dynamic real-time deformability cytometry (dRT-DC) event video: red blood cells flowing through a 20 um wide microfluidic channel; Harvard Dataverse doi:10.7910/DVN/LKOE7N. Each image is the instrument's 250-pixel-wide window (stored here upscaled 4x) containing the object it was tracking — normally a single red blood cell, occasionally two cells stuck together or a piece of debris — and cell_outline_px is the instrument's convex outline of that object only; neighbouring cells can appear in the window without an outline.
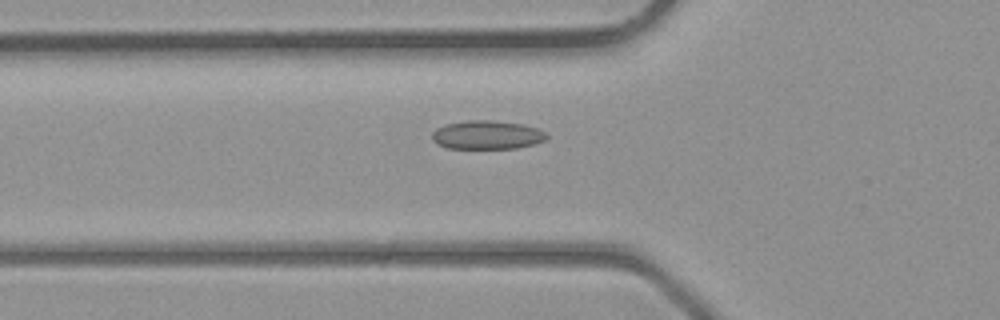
{"species": "common noctule bat (a hibernating species)", "species_latin": "Nyctalus noctula", "temperature_condition": "room temperature", "stored_images_in_passage": 30, "camera_frame_rate_fps": 3000, "um_per_image_px": 0.085, "animal": {"sex": "male", "body_mass_g": 23.1, "forearm_length_mm": 52.7}, "frame": {"image": 1, "passage_image": 4, "time_ms": 1.0, "image_size_px": [1000, 320], "cell_outline_px": [[548, 136], [544, 140], [532, 144], [516, 148], [448, 148], [436, 144], [432, 140], [432, 132], [436, 128], [444, 124], [468, 120], [492, 120], [524, 124], [536, 128], [544, 132]], "centroid_in_image_um": [41.35, 11.46], "position_along_channel_um": 84.5, "area_um2": 19.13}}
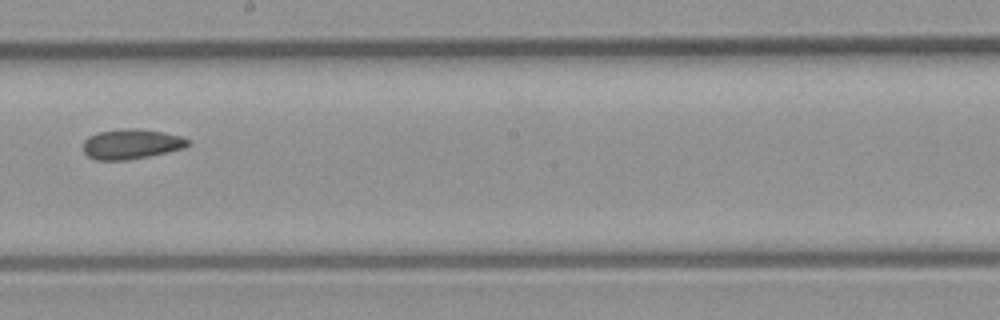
{"frame": {"image": 2, "passage_image": 13, "time_ms": 4.0, "image_size_px": [1000, 320], "cell_outline_px": [[192, 144], [184, 148], [148, 156], [128, 160], [96, 160], [88, 156], [84, 152], [84, 140], [88, 136], [100, 132], [124, 128], [140, 128], [180, 136], [192, 140]], "centroid_in_image_um": [11.18, 12.24], "position_along_channel_um": 237.0, "area_um2": 18.32}}
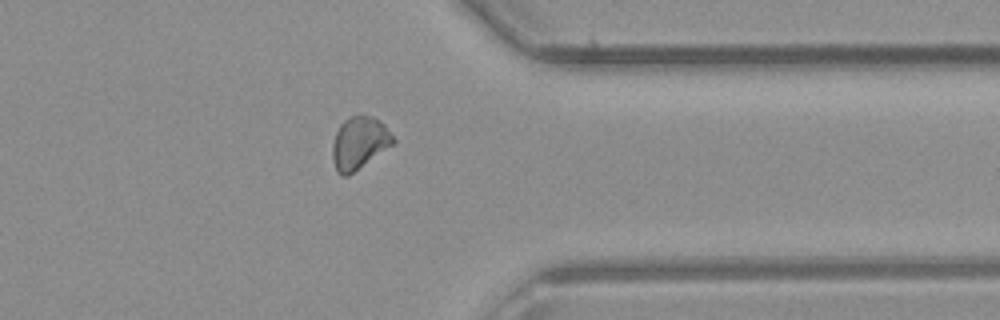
{"frame": {"image": 3, "passage_image": 22, "time_ms": 7.0, "image_size_px": [1000, 320], "cell_outline_px": [[396, 140], [392, 144], [348, 176], [340, 176], [336, 172], [332, 160], [332, 144], [336, 132], [340, 124], [344, 120], [360, 112], [372, 116], [384, 124]], "centroid_in_image_um": [30.5, 12.13], "position_along_channel_um": 380.9, "area_um2": 18.61}}